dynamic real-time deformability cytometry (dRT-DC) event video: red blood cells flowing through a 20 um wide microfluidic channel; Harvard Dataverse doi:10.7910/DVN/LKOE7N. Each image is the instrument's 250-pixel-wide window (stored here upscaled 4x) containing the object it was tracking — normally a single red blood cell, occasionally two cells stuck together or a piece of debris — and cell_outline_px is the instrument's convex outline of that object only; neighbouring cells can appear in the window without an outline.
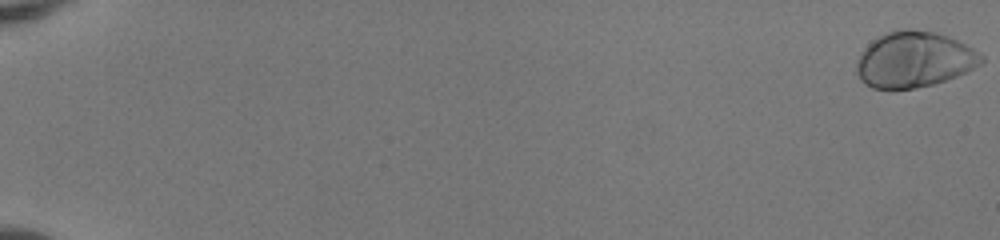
{"species": "human", "species_latin": "Homo sapiens", "temperature_condition": "room temperature", "stored_images_in_passage": 53, "camera_frame_rate_fps": 3000, "um_per_image_px": 0.085, "donor": {"sex": "female"}, "frame": {"image": 1, "passage_image": 1, "time_ms": 0.0, "image_size_px": [1000, 240], "cell_outline_px": [[984, 60], [980, 64], [956, 76], [932, 84], [916, 88], [872, 88], [864, 84], [860, 80], [856, 72], [856, 60], [860, 52], [872, 40], [888, 32], [904, 28], [908, 28], [932, 32], [948, 36], [972, 48], [984, 56]], "centroid_in_image_um": [77.65, 5.06], "position_along_channel_um": 7.3, "area_um2": 40.29}}
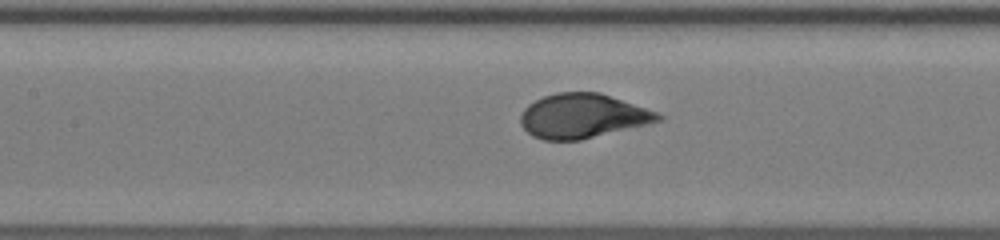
{"frame": {"image": 2, "passage_image": 28, "time_ms": 9.0, "image_size_px": [1000, 240], "cell_outline_px": [[664, 120], [580, 140], [544, 140], [532, 136], [520, 124], [520, 116], [524, 108], [528, 104], [544, 96], [556, 92], [600, 92], [660, 112], [664, 116]], "centroid_in_image_um": [49.55, 9.85], "position_along_channel_um": 157.8, "area_um2": 35.78}}
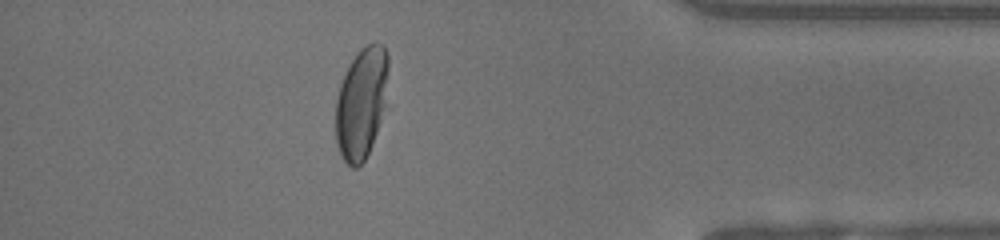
{"frame": {"image": 3, "passage_image": 48, "time_ms": 15.667, "image_size_px": [1000, 240], "cell_outline_px": [[388, 68], [384, 104], [380, 120], [372, 144], [364, 160], [356, 168], [352, 168], [340, 156], [336, 144], [336, 100], [340, 84], [352, 60], [360, 48], [376, 40], [384, 44], [388, 56]], "centroid_in_image_um": [30.7, 8.73], "position_along_channel_um": 404.5, "area_um2": 33.87}, "authors_computed_cell_mechanics": {"area_um2": 36.5874, "velocity_mm_per_s": 4.0872, "shape_relaxation_time_tau1_ms": 2.7965, "shape_relaxation_time_tau2_ms": null, "deformation_change_tau1": 0.1868, "deformation_change_tau2": null}}